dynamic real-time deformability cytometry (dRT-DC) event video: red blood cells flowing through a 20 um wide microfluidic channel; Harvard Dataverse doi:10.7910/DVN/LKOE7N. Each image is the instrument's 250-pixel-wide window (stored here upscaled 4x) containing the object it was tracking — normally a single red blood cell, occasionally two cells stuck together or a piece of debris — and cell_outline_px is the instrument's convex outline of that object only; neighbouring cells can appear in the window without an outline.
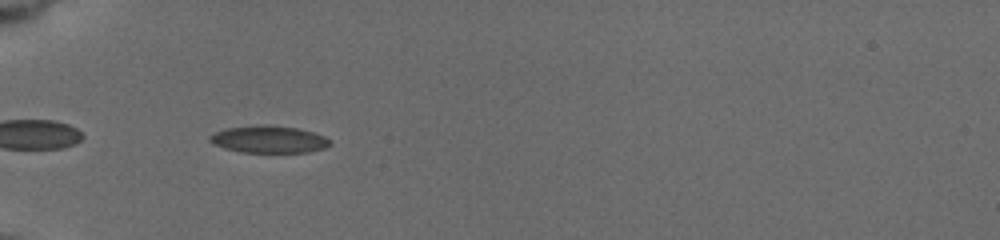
{"species": "common noctule bat (a hibernating species)", "species_latin": "Nyctalus noctula", "temperature_condition": "cold", "stored_images_in_passage": 24, "camera_frame_rate_fps": 3000, "um_per_image_px": 0.085, "animal": {"sex": "female", "body_mass_g": 19.5, "forearm_length_mm": 54.1}, "frame": {"image": 1, "passage_image": 7, "time_ms": 2.333, "image_size_px": [1000, 240], "cell_outline_px": [[332, 144], [324, 148], [308, 152], [240, 152], [224, 148], [212, 144], [208, 140], [208, 136], [224, 128], [256, 124], [268, 124], [296, 128], [312, 132], [324, 136], [332, 140]], "centroid_in_image_um": [22.82, 11.83], "position_along_channel_um": 62.2, "area_um2": 19.31}}
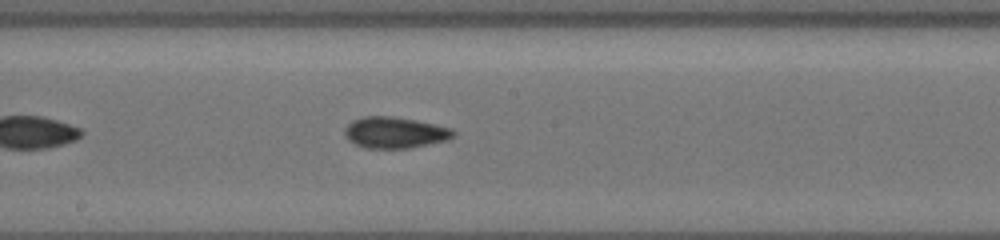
{"frame": {"image": 2, "passage_image": 18, "time_ms": 6.667, "image_size_px": [1000, 240], "cell_outline_px": [[456, 132], [452, 136], [444, 140], [408, 148], [364, 148], [348, 140], [344, 132], [344, 128], [352, 120], [364, 116], [396, 116], [416, 120], [452, 128]], "centroid_in_image_um": [33.51, 11.25], "position_along_channel_um": 214.7, "area_um2": 19.65}}
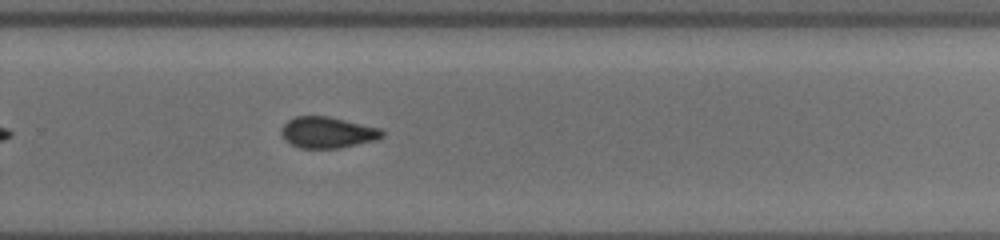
{"frame": {"image": 3, "passage_image": 24, "time_ms": 9.0, "image_size_px": [1000, 240], "cell_outline_px": [[384, 136], [376, 140], [340, 148], [300, 148], [284, 140], [280, 132], [280, 128], [288, 120], [296, 116], [328, 116], [380, 128], [384, 132]], "centroid_in_image_um": [27.82, 11.26], "position_along_channel_um": 302.0, "area_um2": 18.38}}